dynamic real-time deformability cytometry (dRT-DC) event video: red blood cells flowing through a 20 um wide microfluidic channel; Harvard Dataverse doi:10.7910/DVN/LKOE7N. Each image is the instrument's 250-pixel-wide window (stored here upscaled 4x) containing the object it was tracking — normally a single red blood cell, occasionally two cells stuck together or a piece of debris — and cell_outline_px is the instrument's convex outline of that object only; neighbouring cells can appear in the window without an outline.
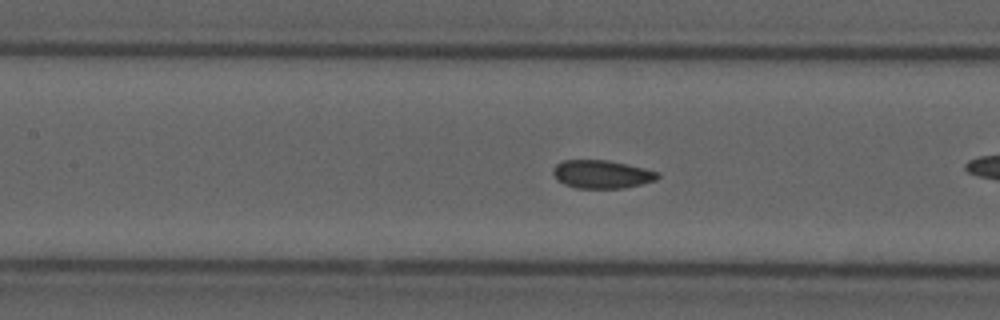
{"species": "common noctule bat (a hibernating species)", "species_latin": "Nyctalus noctula", "temperature_condition": "cold", "stored_images_in_passage": 33, "camera_frame_rate_fps": 3000, "um_per_image_px": 0.085, "animal": {"sex": "male", "forearm_length_mm": 52.5}, "frame": {"image": 1, "passage_image": 15, "time_ms": 4.667, "image_size_px": [1000, 320], "cell_outline_px": [[660, 176], [656, 180], [624, 188], [576, 188], [564, 184], [552, 172], [552, 168], [556, 164], [564, 160], [608, 160], [628, 164], [660, 172]], "centroid_in_image_um": [51.18, 14.8], "position_along_channel_um": 156.2, "area_um2": 17.17}}